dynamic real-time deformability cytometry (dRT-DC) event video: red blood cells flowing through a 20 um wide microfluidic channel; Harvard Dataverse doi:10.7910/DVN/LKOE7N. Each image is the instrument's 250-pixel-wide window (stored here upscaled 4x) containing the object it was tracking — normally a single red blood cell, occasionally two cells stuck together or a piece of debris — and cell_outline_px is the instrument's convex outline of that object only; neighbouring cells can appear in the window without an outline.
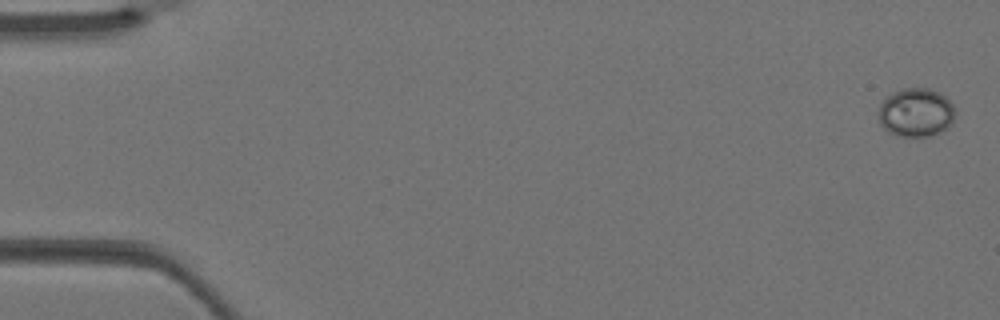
{"species": "Egyptian fruit bat (a non-hibernating species)", "species_latin": "Rousettus aegyptiacus", "temperature_condition": "warm", "stored_images_in_passage": 3, "camera_frame_rate_fps": 3000, "um_per_image_px": 0.085, "animal": {"sex": "female"}, "frame": {"image": 1, "passage_image": 1, "time_ms": 0.0, "image_size_px": [1000, 320], "cell_outline_px": [[956, 116], [952, 124], [948, 128], [940, 132], [924, 136], [904, 136], [888, 132], [880, 124], [880, 104], [892, 92], [904, 88], [928, 88], [940, 92], [956, 108]], "centroid_in_image_um": [77.91, 9.55], "position_along_channel_um": 7.1, "area_um2": 21.73}}